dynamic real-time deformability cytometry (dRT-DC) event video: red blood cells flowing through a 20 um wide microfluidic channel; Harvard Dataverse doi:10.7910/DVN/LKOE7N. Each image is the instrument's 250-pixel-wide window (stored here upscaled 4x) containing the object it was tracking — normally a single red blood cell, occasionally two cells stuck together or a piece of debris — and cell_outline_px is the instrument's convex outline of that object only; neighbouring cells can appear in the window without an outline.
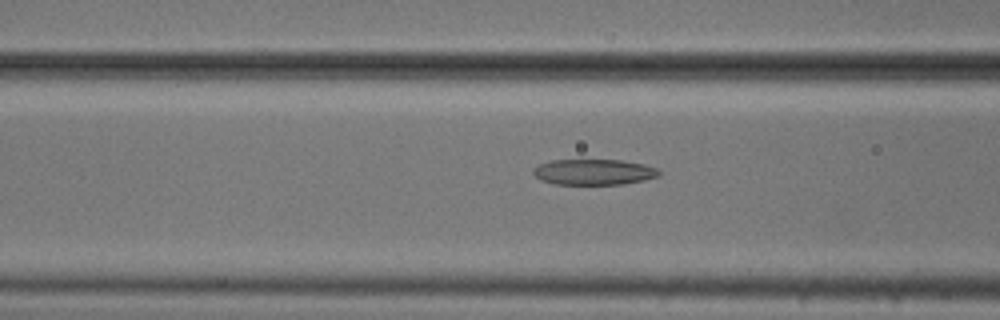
{"species": "common noctule bat (a hibernating species)", "species_latin": "Nyctalus noctula", "temperature_condition": "cold", "stored_images_in_passage": 54, "camera_frame_rate_fps": 3000, "um_per_image_px": 0.085, "animal": {"sex": "male", "body_mass_g": 20.5, "forearm_length_mm": 52.5}, "frame": {"image": 1, "passage_image": 21, "time_ms": 6.667, "image_size_px": [1000, 320], "cell_outline_px": [[660, 176], [644, 180], [624, 184], [552, 184], [540, 180], [532, 172], [532, 168], [540, 164], [552, 160], [620, 160], [644, 164], [656, 168], [660, 172]], "centroid_in_image_um": [50.46, 14.62], "position_along_channel_um": 116.1, "area_um2": 18.9}}
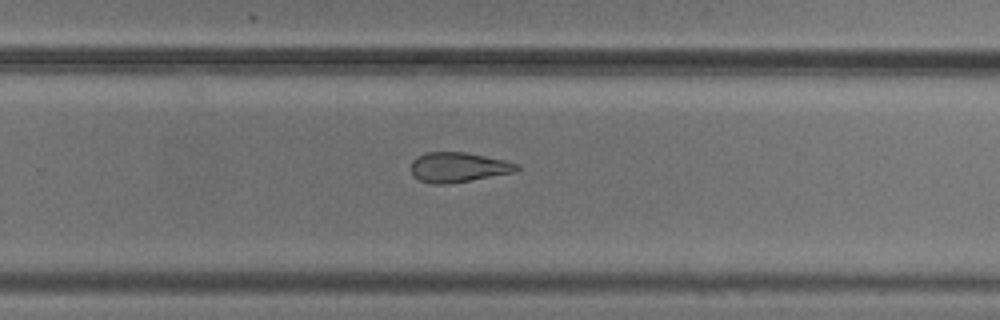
{"frame": {"image": 2, "passage_image": 35, "time_ms": 11.333, "image_size_px": [1000, 320], "cell_outline_px": [[520, 168], [516, 172], [448, 184], [432, 184], [420, 180], [412, 176], [412, 160], [416, 156], [424, 152], [464, 152], [504, 160], [520, 164]], "centroid_in_image_um": [38.95, 14.22], "position_along_channel_um": 290.9, "area_um2": 18.5}}
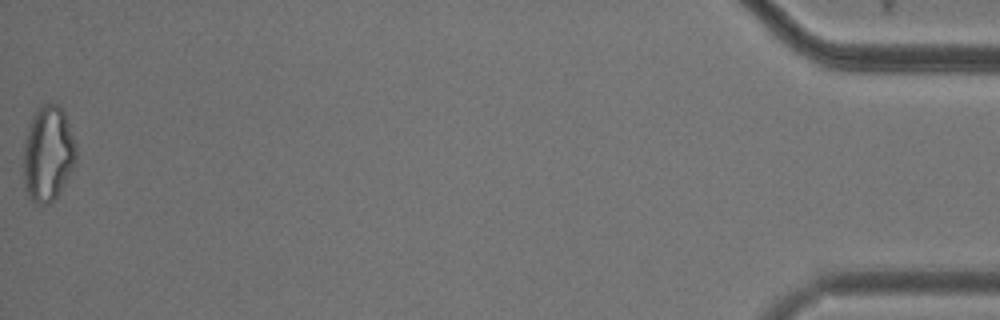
{"frame": {"image": 3, "passage_image": 54, "time_ms": 17.667, "image_size_px": [1000, 320], "cell_outline_px": [[76, 160], [72, 168], [56, 196], [48, 204], [36, 204], [32, 200], [24, 184], [24, 140], [28, 124], [36, 108], [44, 104], [56, 104], [64, 112], [76, 144]], "centroid_in_image_um": [4.06, 13.02], "position_along_channel_um": 431.1, "area_um2": 28.96}, "authors_computed_cell_mechanics": {"area_um2": 21.5016, "velocity_mm_per_s": 3.7461, "shape_relaxation_time_tau1_ms": null, "shape_relaxation_time_tau2_ms": 2.4951, "deformation_change_tau1": null, "deformation_change_tau2": 0.1158}}